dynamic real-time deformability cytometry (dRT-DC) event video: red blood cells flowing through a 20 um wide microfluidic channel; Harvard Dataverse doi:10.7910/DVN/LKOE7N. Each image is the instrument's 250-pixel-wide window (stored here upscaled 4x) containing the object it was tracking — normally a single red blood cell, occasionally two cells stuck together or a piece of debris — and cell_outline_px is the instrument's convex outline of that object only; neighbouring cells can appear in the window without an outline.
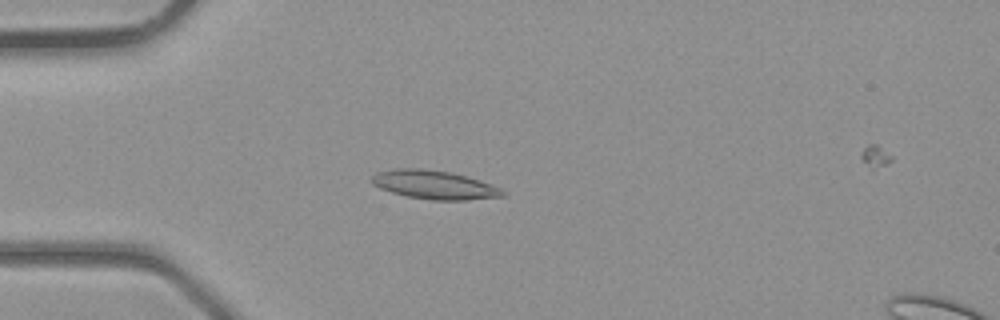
{"species": "common noctule bat (a hibernating species)", "species_latin": "Nyctalus noctula", "temperature_condition": "room temperature", "stored_images_in_passage": 41, "camera_frame_rate_fps": 3000, "um_per_image_px": 0.085, "animal": {"sex": "male", "body_mass_g": 23.1, "forearm_length_mm": 52.7}, "frame": {"image": 1, "passage_image": 11, "time_ms": 3.333, "image_size_px": [1000, 320], "cell_outline_px": [[504, 196], [464, 200], [432, 200], [408, 196], [392, 192], [380, 188], [372, 184], [372, 176], [376, 172], [396, 168], [420, 168], [452, 172], [468, 176], [500, 188], [504, 192]], "centroid_in_image_um": [36.89, 15.69], "position_along_channel_um": 48.1, "area_um2": 21.73}}
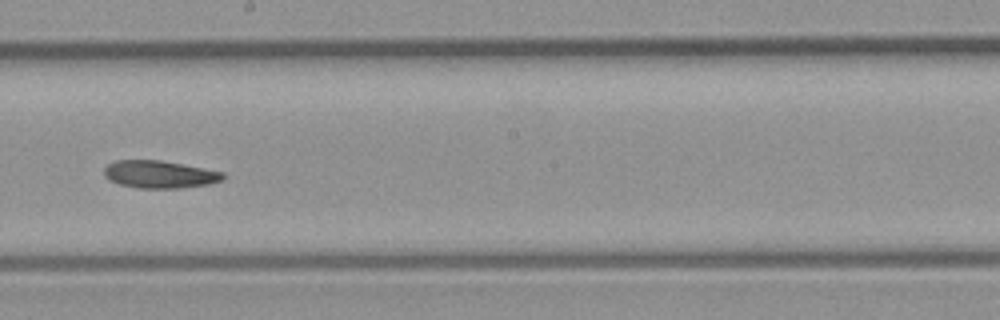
{"frame": {"image": 2, "passage_image": 23, "time_ms": 7.333, "image_size_px": [1000, 320], "cell_outline_px": [[224, 180], [208, 184], [180, 188], [140, 188], [120, 184], [104, 176], [104, 168], [108, 164], [116, 160], [160, 160], [204, 168], [224, 172]], "centroid_in_image_um": [13.58, 14.81], "position_along_channel_um": 234.6, "area_um2": 18.96}}
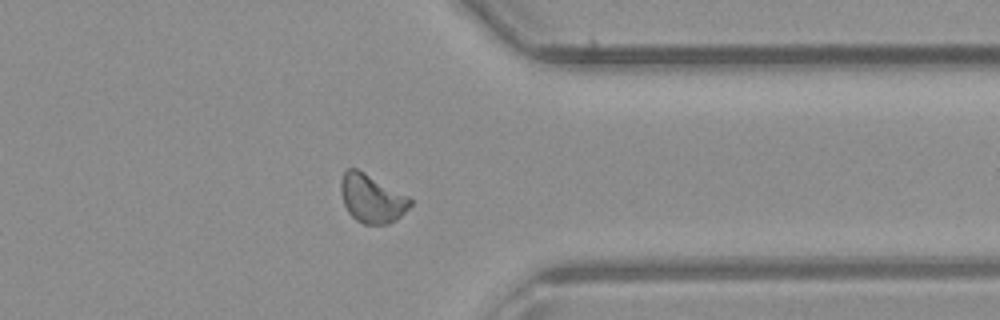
{"frame": {"image": 3, "passage_image": 32, "time_ms": 10.333, "image_size_px": [1000, 320], "cell_outline_px": [[412, 204], [396, 220], [388, 224], [364, 224], [356, 220], [348, 212], [344, 204], [340, 192], [340, 180], [344, 172], [348, 168], [356, 168], [364, 172], [408, 196], [412, 200]], "centroid_in_image_um": [31.58, 16.87], "position_along_channel_um": 379.8, "area_um2": 19.48}}